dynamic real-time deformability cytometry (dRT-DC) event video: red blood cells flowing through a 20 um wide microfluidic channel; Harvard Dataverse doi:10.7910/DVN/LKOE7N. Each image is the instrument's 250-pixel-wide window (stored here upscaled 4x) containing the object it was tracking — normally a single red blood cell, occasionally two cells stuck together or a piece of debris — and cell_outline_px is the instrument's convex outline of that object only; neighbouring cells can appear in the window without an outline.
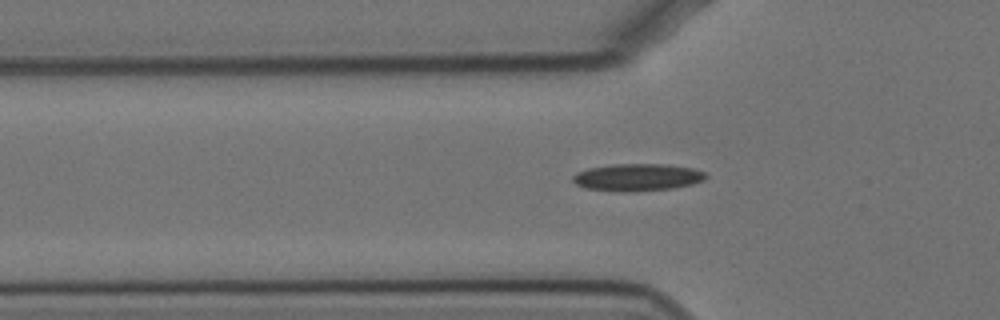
{"species": "Egyptian fruit bat (a non-hibernating species)", "species_latin": "Rousettus aegyptiacus", "temperature_condition": "cold", "stored_images_in_passage": 41, "camera_frame_rate_fps": 3000, "um_per_image_px": 0.085, "animal": {"sex": "female"}, "frame": {"image": 1, "passage_image": 4, "time_ms": 1.0, "image_size_px": [1000, 320], "cell_outline_px": [[708, 176], [704, 180], [692, 184], [672, 188], [636, 192], [616, 192], [584, 188], [576, 184], [572, 180], [572, 176], [576, 172], [588, 168], [612, 164], [668, 164], [692, 168], [704, 172]], "centroid_in_image_um": [54.15, 15.08], "position_along_channel_um": 71.7, "area_um2": 21.44}}
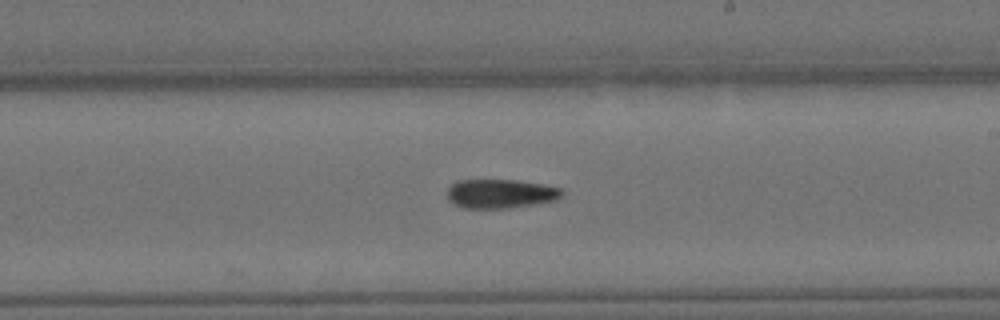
{"frame": {"image": 2, "passage_image": 19, "time_ms": 6.0, "image_size_px": [1000, 320], "cell_outline_px": [[564, 192], [556, 200], [536, 204], [508, 208], [464, 208], [452, 204], [448, 200], [448, 188], [452, 184], [460, 180], [516, 180], [544, 184], [560, 188]], "centroid_in_image_um": [42.54, 16.47], "position_along_channel_um": 246.5, "area_um2": 19.48}}
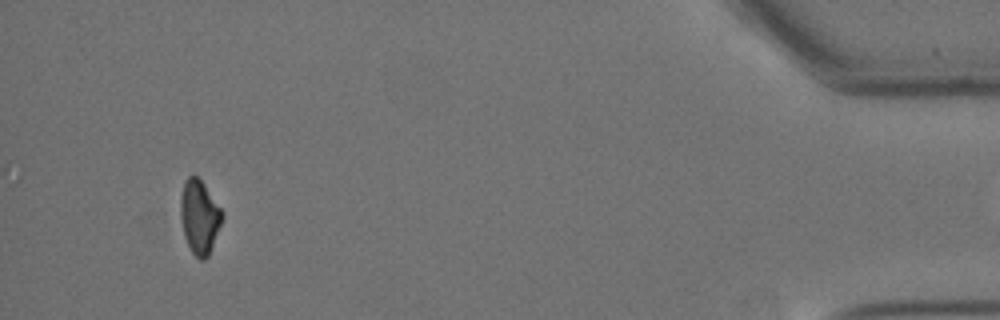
{"frame": {"image": 3, "passage_image": 40, "time_ms": 13.0, "image_size_px": [1000, 320], "cell_outline_px": [[224, 216], [208, 256], [204, 260], [200, 260], [192, 252], [184, 236], [180, 216], [180, 196], [184, 180], [188, 176], [196, 176], [204, 184], [224, 212]], "centroid_in_image_um": [16.95, 18.41], "position_along_channel_um": 418.3, "area_um2": 17.92}}